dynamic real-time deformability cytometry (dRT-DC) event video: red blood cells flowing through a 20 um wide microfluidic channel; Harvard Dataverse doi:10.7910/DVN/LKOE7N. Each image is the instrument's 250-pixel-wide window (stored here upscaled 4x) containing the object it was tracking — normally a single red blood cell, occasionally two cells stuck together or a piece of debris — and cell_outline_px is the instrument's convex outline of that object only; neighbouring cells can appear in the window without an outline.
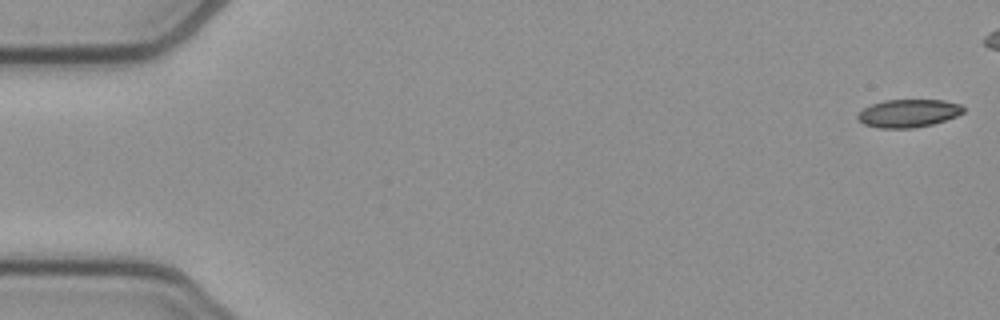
{"species": "common noctule bat (a hibernating species)", "species_latin": "Nyctalus noctula", "temperature_condition": "cold", "stored_images_in_passage": 46, "camera_frame_rate_fps": 3000, "um_per_image_px": 0.085, "animal": {"sex": "female", "body_mass_g": 21.9}, "frame": {"image": 1, "passage_image": 1, "time_ms": 0.0, "image_size_px": [1000, 320], "cell_outline_px": [[964, 112], [956, 116], [932, 124], [912, 128], [876, 128], [864, 124], [856, 116], [864, 108], [872, 104], [884, 100], [944, 100], [960, 104], [964, 108]], "centroid_in_image_um": [77.21, 9.62], "position_along_channel_um": 7.8, "area_um2": 17.11}}
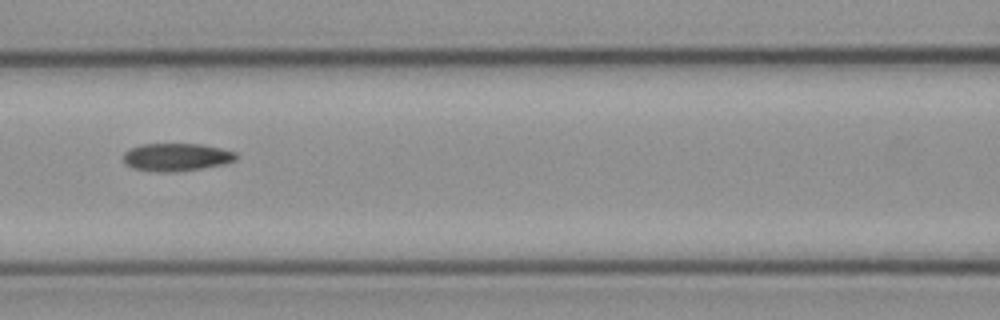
{"frame": {"image": 2, "passage_image": 23, "time_ms": 7.333, "image_size_px": [1000, 320], "cell_outline_px": [[236, 160], [224, 164], [200, 168], [172, 172], [156, 172], [132, 168], [124, 164], [124, 152], [140, 144], [200, 144], [220, 148], [236, 152]], "centroid_in_image_um": [14.97, 13.36], "position_along_channel_um": 151.6, "area_um2": 18.21}}
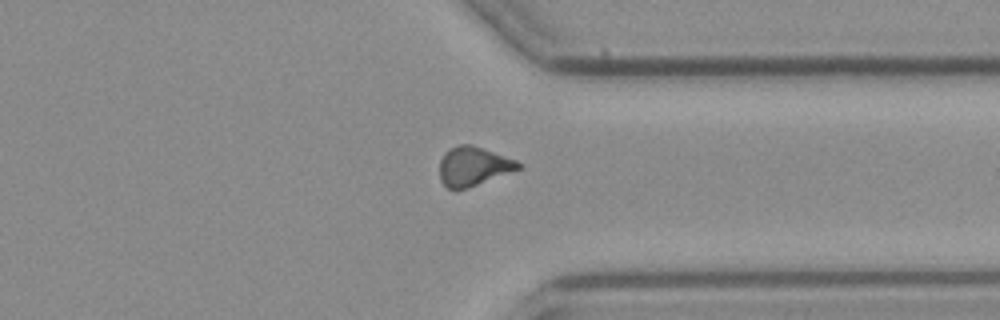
{"frame": {"image": 3, "passage_image": 40, "time_ms": 13.0, "image_size_px": [1000, 320], "cell_outline_px": [[524, 168], [468, 188], [456, 192], [448, 188], [440, 180], [440, 160], [444, 152], [448, 148], [456, 144], [472, 144], [516, 160], [524, 164]], "centroid_in_image_um": [40.25, 14.14], "position_along_channel_um": 371.2, "area_um2": 18.5}, "authors_computed_cell_mechanics": {"area_um2": 18.1492, "velocity_mm_per_s": 3.9092, "shape_relaxation_time_tau1_ms": null, "shape_relaxation_time_tau2_ms": 5.6122, "deformation_change_tau1": null, "deformation_change_tau2": 0.1296}}